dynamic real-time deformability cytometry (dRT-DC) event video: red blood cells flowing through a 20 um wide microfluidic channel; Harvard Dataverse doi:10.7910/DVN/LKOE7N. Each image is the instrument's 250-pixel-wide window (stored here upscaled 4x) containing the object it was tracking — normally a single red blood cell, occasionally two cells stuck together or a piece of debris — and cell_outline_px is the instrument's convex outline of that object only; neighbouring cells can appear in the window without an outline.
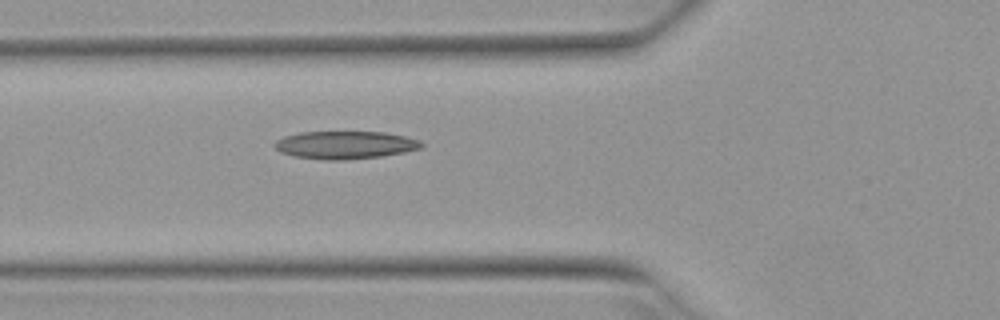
{"species": "Egyptian fruit bat (a non-hibernating species)", "species_latin": "Rousettus aegyptiacus", "temperature_condition": "warm", "stored_images_in_passage": 4, "camera_frame_rate_fps": 3000, "um_per_image_px": 0.085, "animal": {"sex": "female"}, "frame": {"image": 1, "passage_image": 4, "time_ms": 1.0, "image_size_px": [1000, 320], "cell_outline_px": [[424, 144], [420, 148], [404, 152], [380, 156], [348, 160], [324, 160], [292, 156], [280, 152], [272, 144], [276, 140], [284, 136], [300, 132], [384, 132], [404, 136], [420, 140]], "centroid_in_image_um": [29.3, 12.32], "position_along_channel_um": 96.5, "area_um2": 23.87}}